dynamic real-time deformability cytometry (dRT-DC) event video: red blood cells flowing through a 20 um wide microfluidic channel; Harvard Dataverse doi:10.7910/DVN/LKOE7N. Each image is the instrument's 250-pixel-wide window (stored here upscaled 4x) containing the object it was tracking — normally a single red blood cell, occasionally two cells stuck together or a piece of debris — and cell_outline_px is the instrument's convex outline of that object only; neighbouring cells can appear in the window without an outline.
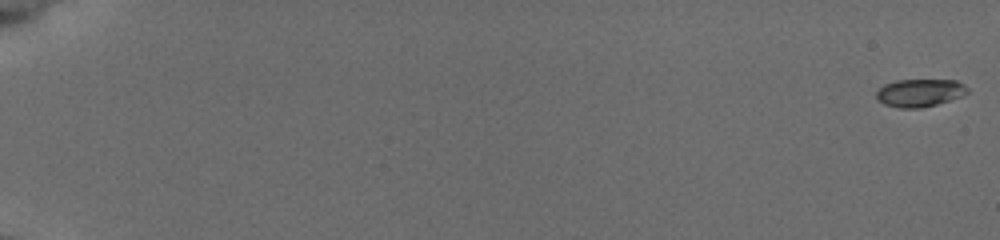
{"species": "common noctule bat (a hibernating species)", "species_latin": "Nyctalus noctula", "temperature_condition": "cold", "stored_images_in_passage": 58, "camera_frame_rate_fps": 3000, "um_per_image_px": 0.085, "animal": {"sex": "female", "body_mass_g": 19.5, "forearm_length_mm": 54.1}, "frame": {"image": 1, "passage_image": 1, "time_ms": 0.0, "image_size_px": [1000, 240], "cell_outline_px": [[968, 92], [960, 96], [936, 104], [920, 108], [900, 108], [884, 104], [876, 100], [876, 92], [884, 84], [896, 80], [956, 80], [964, 84], [968, 88]], "centroid_in_image_um": [78.14, 7.88], "position_along_channel_um": 6.9, "area_um2": 14.68}}
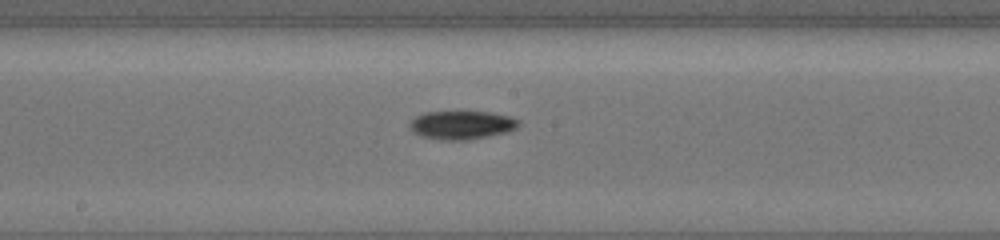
{"frame": {"image": 2, "passage_image": 34, "time_ms": 11.0, "image_size_px": [1000, 240], "cell_outline_px": [[520, 124], [516, 128], [508, 132], [468, 140], [440, 140], [420, 136], [412, 132], [408, 128], [408, 124], [416, 116], [424, 112], [492, 112], [512, 116], [520, 120]], "centroid_in_image_um": [39.24, 10.63], "position_along_channel_um": 209.0, "area_um2": 18.38}}
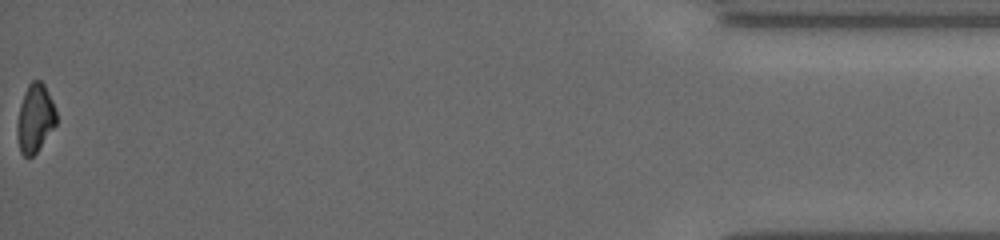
{"frame": {"image": 3, "passage_image": 58, "time_ms": 19.0, "image_size_px": [1000, 240], "cell_outline_px": [[56, 124], [36, 152], [32, 156], [24, 156], [20, 152], [16, 136], [16, 124], [20, 104], [24, 92], [28, 84], [32, 80], [40, 80], [44, 84], [52, 100], [56, 112]], "centroid_in_image_um": [2.95, 10.04], "position_along_channel_um": 432.3, "area_um2": 15.61}, "authors_computed_cell_mechanics": {"area_um2": 16.2418, "velocity_mm_per_s": 3.7886, "shape_relaxation_time_tau1_ms": 1.7358, "shape_relaxation_time_tau2_ms": null, "deformation_change_tau1": 0.0939, "deformation_change_tau2": null}}